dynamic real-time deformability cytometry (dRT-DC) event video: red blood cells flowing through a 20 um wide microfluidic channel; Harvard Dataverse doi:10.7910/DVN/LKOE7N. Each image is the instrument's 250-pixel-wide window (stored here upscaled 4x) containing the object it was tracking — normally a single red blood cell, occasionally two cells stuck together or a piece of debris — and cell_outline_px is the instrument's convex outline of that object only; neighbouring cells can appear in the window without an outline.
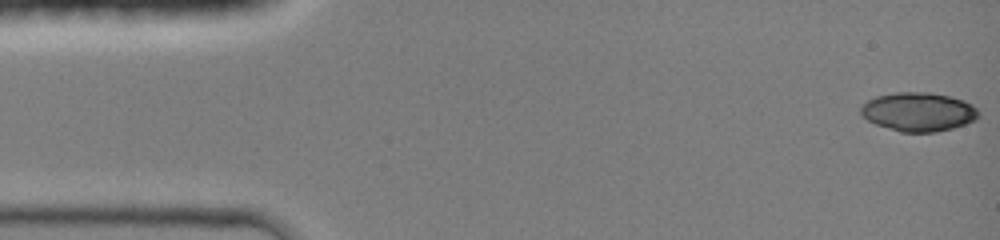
{"species": "common noctule bat (a hibernating species)", "species_latin": "Nyctalus noctula", "temperature_condition": "room temperature", "stored_images_in_passage": 45, "camera_frame_rate_fps": 3000, "um_per_image_px": 0.085, "animal": {"sex": "female", "body_mass_g": 19.0, "forearm_length_mm": 51.5}, "frame": {"image": 1, "passage_image": 1, "time_ms": 0.0, "image_size_px": [1000, 240], "cell_outline_px": [[980, 112], [976, 120], [952, 128], [936, 132], [900, 132], [876, 124], [868, 120], [860, 112], [860, 108], [868, 100], [876, 96], [896, 92], [928, 92], [948, 96], [964, 100], [972, 104]], "centroid_in_image_um": [78.08, 9.5], "position_along_channel_um": 6.9, "area_um2": 26.59}}
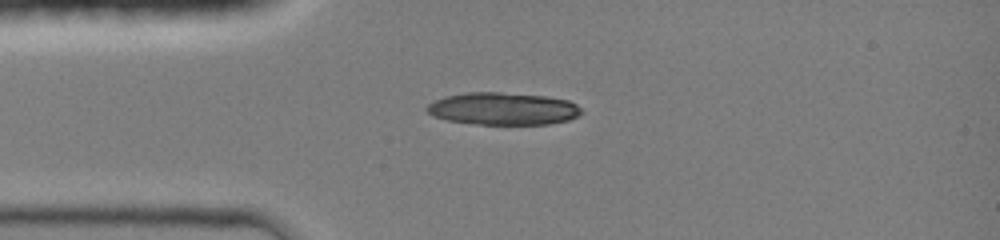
{"frame": {"image": 2, "passage_image": 11, "time_ms": 3.333, "image_size_px": [1000, 240], "cell_outline_px": [[584, 112], [568, 120], [548, 124], [476, 124], [448, 120], [432, 116], [424, 108], [428, 104], [444, 96], [468, 92], [500, 92], [544, 96], [568, 100], [576, 104]], "centroid_in_image_um": [42.74, 9.24], "position_along_channel_um": 42.3, "area_um2": 29.13}}